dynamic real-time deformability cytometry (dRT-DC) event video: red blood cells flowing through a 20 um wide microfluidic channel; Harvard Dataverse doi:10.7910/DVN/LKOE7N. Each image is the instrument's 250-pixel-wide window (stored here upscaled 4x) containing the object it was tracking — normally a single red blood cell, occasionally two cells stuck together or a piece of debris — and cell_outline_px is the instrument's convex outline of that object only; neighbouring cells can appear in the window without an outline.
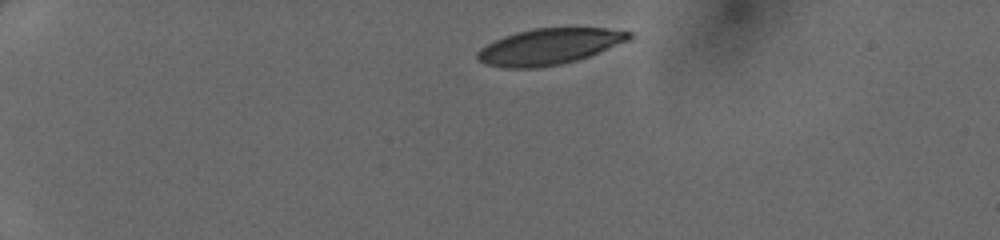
{"species": "human", "species_latin": "Homo sapiens", "temperature_condition": "cold", "stored_images_in_passage": 9, "camera_frame_rate_fps": 3000, "um_per_image_px": 0.085, "donor": {"sex": "female"}, "frame": {"image": 1, "passage_image": 1, "time_ms": 0.0, "image_size_px": [1000, 240], "cell_outline_px": [[612, 36], [600, 48], [592, 52], [580, 56], [564, 60], [544, 64], [512, 64], [480, 56], [488, 48], [512, 36], [528, 32], [552, 28], [592, 28], [608, 32]], "centroid_in_image_um": [46.55, 3.89], "position_along_channel_um": 38.5, "area_um2": 23.58}}
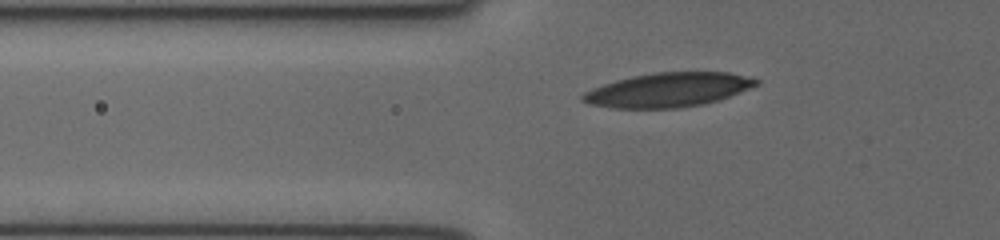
{"frame": {"image": 2, "passage_image": 8, "time_ms": 2.333, "image_size_px": [1000, 240], "cell_outline_px": [[752, 84], [704, 100], [676, 104], [644, 104], [592, 100], [588, 96], [596, 92], [616, 84], [632, 80], [652, 76], [732, 76], [752, 80]], "centroid_in_image_um": [56.95, 7.6], "position_along_channel_um": 68.9, "area_um2": 23.64}}